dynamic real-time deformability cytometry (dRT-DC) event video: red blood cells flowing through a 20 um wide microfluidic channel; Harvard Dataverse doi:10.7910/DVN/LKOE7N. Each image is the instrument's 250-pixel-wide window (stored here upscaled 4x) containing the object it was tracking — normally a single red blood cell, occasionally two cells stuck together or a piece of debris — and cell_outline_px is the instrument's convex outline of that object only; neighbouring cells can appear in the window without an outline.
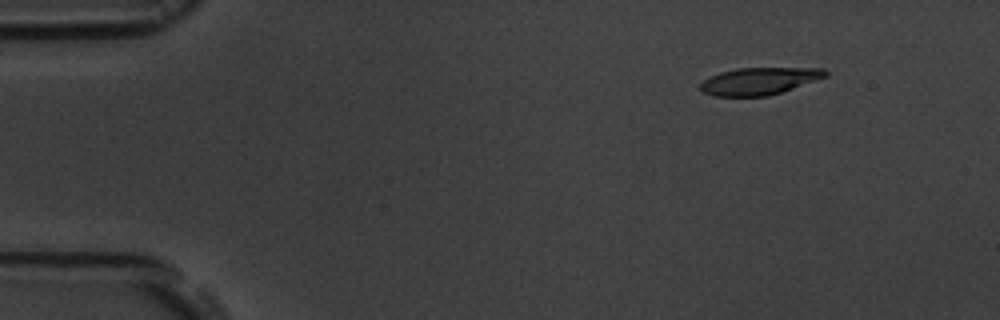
{"species": "common noctule bat (a hibernating species)", "species_latin": "Nyctalus noctula", "temperature_condition": "room temperature", "stored_images_in_passage": 6, "camera_frame_rate_fps": 3000, "um_per_image_px": 0.085, "animal": {"sex": "male", "body_mass_g": 19.5, "forearm_length_mm": 54.6}, "frame": {"image": 1, "passage_image": 2, "time_ms": 1.333, "image_size_px": [1000, 320], "cell_outline_px": [[828, 76], [768, 96], [716, 96], [704, 92], [700, 88], [700, 84], [704, 80], [720, 72], [736, 68], [824, 68], [828, 72]], "centroid_in_image_um": [64.55, 6.88], "position_along_channel_um": 20.5, "area_um2": 19.59}}
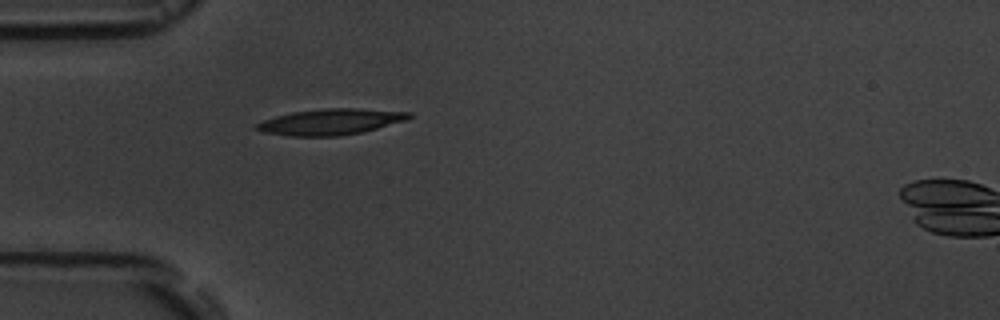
{"frame": {"image": 2, "passage_image": 5, "time_ms": 4.667, "image_size_px": [1000, 320], "cell_outline_px": [[412, 116], [408, 120], [360, 132], [340, 136], [288, 136], [264, 132], [252, 128], [252, 124], [276, 116], [292, 112], [324, 108], [356, 108], [412, 112]], "centroid_in_image_um": [28.07, 10.35], "position_along_channel_um": 56.9, "area_um2": 23.18}}